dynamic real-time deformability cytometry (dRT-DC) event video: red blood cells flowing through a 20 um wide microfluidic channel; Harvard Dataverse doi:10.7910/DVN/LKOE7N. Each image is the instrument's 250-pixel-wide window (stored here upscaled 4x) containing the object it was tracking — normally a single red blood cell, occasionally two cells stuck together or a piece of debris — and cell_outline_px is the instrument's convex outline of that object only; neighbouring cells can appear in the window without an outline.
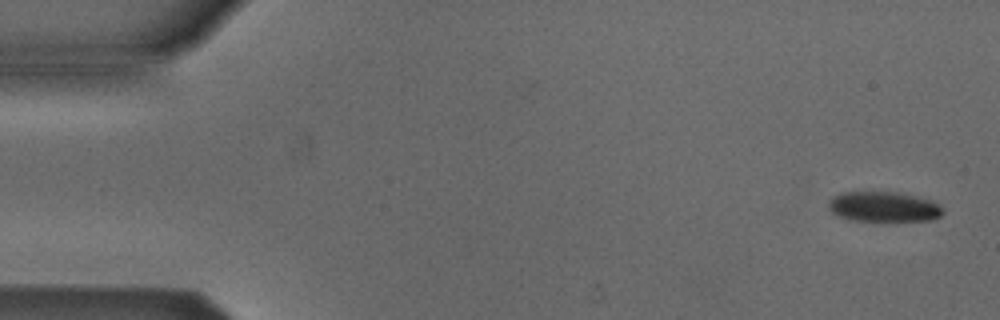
{"species": "Egyptian fruit bat (a non-hibernating species)", "species_latin": "Rousettus aegyptiacus", "temperature_condition": "cold", "stored_images_in_passage": 6, "camera_frame_rate_fps": 3000, "um_per_image_px": 0.085, "animal": {"sex": "male"}, "frame": {"image": 1, "passage_image": 1, "time_ms": 0.0, "image_size_px": [1000, 320], "cell_outline_px": [[944, 212], [940, 216], [932, 220], [852, 220], [836, 216], [828, 208], [828, 200], [832, 196], [840, 192], [896, 192], [916, 196], [932, 200], [940, 204], [944, 208]], "centroid_in_image_um": [75.1, 17.56], "position_along_channel_um": 9.9, "area_um2": 20.23}}
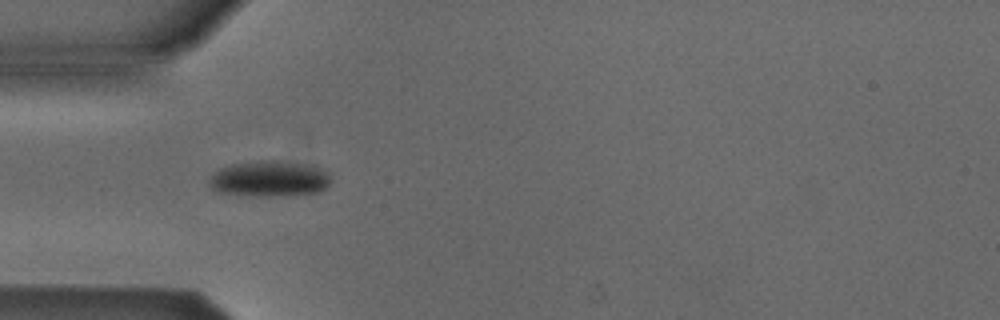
{"frame": {"image": 2, "passage_image": 5, "time_ms": 4.667, "image_size_px": [1000, 320], "cell_outline_px": [[332, 180], [320, 192], [268, 196], [252, 196], [216, 192], [208, 184], [208, 180], [220, 168], [232, 164], [260, 160], [276, 160], [312, 164], [328, 172]], "centroid_in_image_um": [22.91, 15.18], "position_along_channel_um": 62.1, "area_um2": 25.61}}
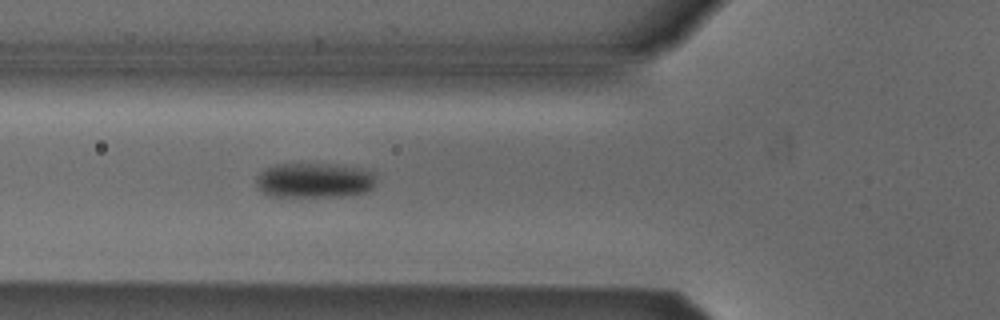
{"frame": {"image": 3, "passage_image": 6, "time_ms": 5.667, "image_size_px": [1000, 320], "cell_outline_px": [[376, 180], [372, 188], [368, 192], [344, 196], [268, 196], [260, 192], [256, 188], [256, 176], [264, 168], [276, 164], [320, 164], [356, 168], [372, 172]], "centroid_in_image_um": [26.64, 15.35], "position_along_channel_um": 99.2, "area_um2": 24.39}}